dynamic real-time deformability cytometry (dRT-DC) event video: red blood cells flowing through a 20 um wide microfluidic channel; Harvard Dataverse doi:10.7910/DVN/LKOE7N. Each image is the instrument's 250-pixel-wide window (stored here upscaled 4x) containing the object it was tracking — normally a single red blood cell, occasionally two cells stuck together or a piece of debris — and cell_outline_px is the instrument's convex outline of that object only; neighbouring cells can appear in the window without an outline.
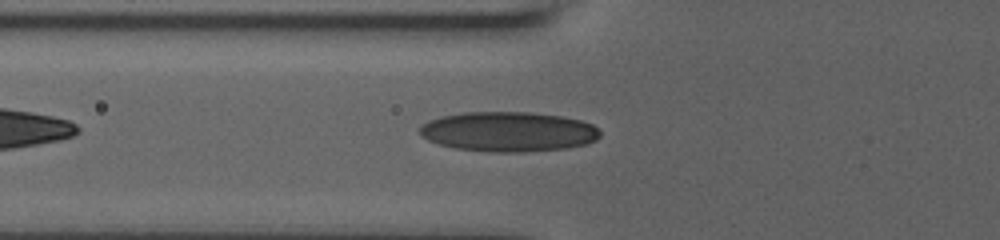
{"species": "human", "species_latin": "Homo sapiens", "temperature_condition": "room temperature", "stored_images_in_passage": 55, "camera_frame_rate_fps": 3000, "um_per_image_px": 0.085, "donor": {"sex": "male"}, "frame": {"image": 1, "passage_image": 7, "time_ms": 1.667, "image_size_px": [1000, 240], "cell_outline_px": [[600, 136], [596, 140], [584, 144], [568, 148], [520, 152], [488, 152], [456, 148], [440, 144], [428, 140], [420, 132], [420, 128], [428, 120], [440, 116], [464, 112], [528, 112], [560, 116], [580, 120], [592, 124], [600, 132]], "centroid_in_image_um": [43.21, 11.19], "position_along_channel_um": 82.6, "area_um2": 41.73}}
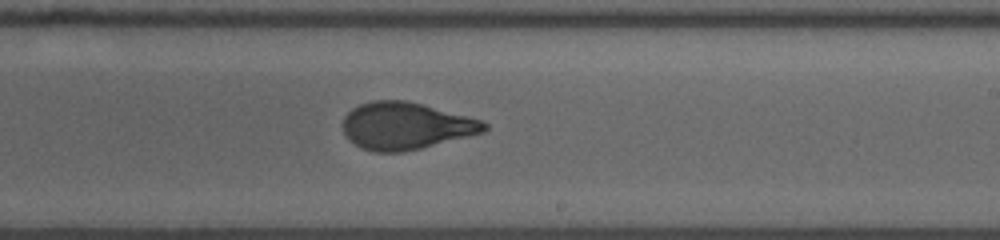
{"frame": {"image": 2, "passage_image": 26, "time_ms": 6.333, "image_size_px": [1000, 240], "cell_outline_px": [[488, 128], [484, 132], [404, 152], [372, 152], [360, 148], [344, 132], [344, 116], [352, 108], [360, 104], [372, 100], [404, 100], [420, 104], [480, 120], [488, 124]], "centroid_in_image_um": [34.46, 10.71], "position_along_channel_um": 254.5, "area_um2": 38.21}}
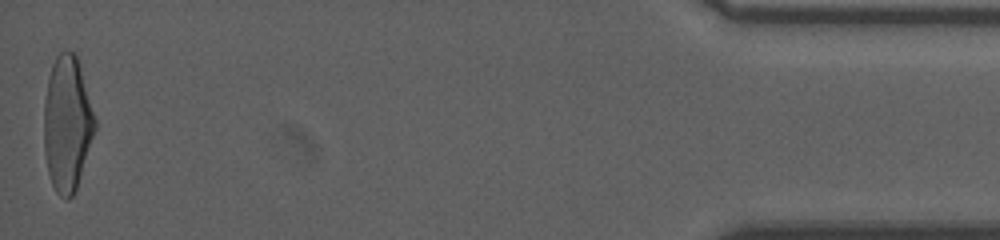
{"frame": {"image": 3, "passage_image": 54, "time_ms": 13.333, "image_size_px": [1000, 240], "cell_outline_px": [[96, 128], [76, 188], [72, 196], [68, 200], [64, 200], [56, 192], [52, 184], [48, 172], [44, 152], [44, 100], [48, 76], [52, 64], [56, 56], [60, 52], [72, 52], [76, 56], [80, 64], [96, 120]], "centroid_in_image_um": [5.7, 10.51], "position_along_channel_um": 429.5, "area_um2": 40.17}, "authors_computed_cell_mechanics": {"area_um2": 38.8994, "velocity_mm_per_s": 3.6839, "shape_relaxation_time_tau1_ms": 4.7357, "shape_relaxation_time_tau2_ms": 0.9563, "deformation_change_tau1": 0.1906, "deformation_change_tau2": 0.0741}}